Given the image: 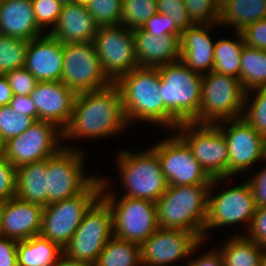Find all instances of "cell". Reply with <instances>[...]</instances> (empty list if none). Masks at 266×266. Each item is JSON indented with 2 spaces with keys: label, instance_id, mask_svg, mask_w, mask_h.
Wrapping results in <instances>:
<instances>
[{
  "label": "cell",
  "instance_id": "obj_28",
  "mask_svg": "<svg viewBox=\"0 0 266 266\" xmlns=\"http://www.w3.org/2000/svg\"><path fill=\"white\" fill-rule=\"evenodd\" d=\"M262 19H266V0H231L220 8L218 22L233 25L241 32Z\"/></svg>",
  "mask_w": 266,
  "mask_h": 266
},
{
  "label": "cell",
  "instance_id": "obj_38",
  "mask_svg": "<svg viewBox=\"0 0 266 266\" xmlns=\"http://www.w3.org/2000/svg\"><path fill=\"white\" fill-rule=\"evenodd\" d=\"M255 94L250 107L246 108V115L242 118L250 124L262 137L266 135V87L253 89Z\"/></svg>",
  "mask_w": 266,
  "mask_h": 266
},
{
  "label": "cell",
  "instance_id": "obj_54",
  "mask_svg": "<svg viewBox=\"0 0 266 266\" xmlns=\"http://www.w3.org/2000/svg\"><path fill=\"white\" fill-rule=\"evenodd\" d=\"M91 0H73V3H77L80 5H87Z\"/></svg>",
  "mask_w": 266,
  "mask_h": 266
},
{
  "label": "cell",
  "instance_id": "obj_15",
  "mask_svg": "<svg viewBox=\"0 0 266 266\" xmlns=\"http://www.w3.org/2000/svg\"><path fill=\"white\" fill-rule=\"evenodd\" d=\"M168 185L211 184L212 178L193 156L191 148L180 137L173 136L153 145Z\"/></svg>",
  "mask_w": 266,
  "mask_h": 266
},
{
  "label": "cell",
  "instance_id": "obj_50",
  "mask_svg": "<svg viewBox=\"0 0 266 266\" xmlns=\"http://www.w3.org/2000/svg\"><path fill=\"white\" fill-rule=\"evenodd\" d=\"M13 92L5 75H0V106L9 105Z\"/></svg>",
  "mask_w": 266,
  "mask_h": 266
},
{
  "label": "cell",
  "instance_id": "obj_35",
  "mask_svg": "<svg viewBox=\"0 0 266 266\" xmlns=\"http://www.w3.org/2000/svg\"><path fill=\"white\" fill-rule=\"evenodd\" d=\"M35 120L12 110L10 105L0 106V141L5 143L26 131Z\"/></svg>",
  "mask_w": 266,
  "mask_h": 266
},
{
  "label": "cell",
  "instance_id": "obj_7",
  "mask_svg": "<svg viewBox=\"0 0 266 266\" xmlns=\"http://www.w3.org/2000/svg\"><path fill=\"white\" fill-rule=\"evenodd\" d=\"M113 216L107 202L99 197L85 212L63 253L94 266L105 244L113 237Z\"/></svg>",
  "mask_w": 266,
  "mask_h": 266
},
{
  "label": "cell",
  "instance_id": "obj_3",
  "mask_svg": "<svg viewBox=\"0 0 266 266\" xmlns=\"http://www.w3.org/2000/svg\"><path fill=\"white\" fill-rule=\"evenodd\" d=\"M210 184L168 185L156 202L159 228L184 230L204 241Z\"/></svg>",
  "mask_w": 266,
  "mask_h": 266
},
{
  "label": "cell",
  "instance_id": "obj_34",
  "mask_svg": "<svg viewBox=\"0 0 266 266\" xmlns=\"http://www.w3.org/2000/svg\"><path fill=\"white\" fill-rule=\"evenodd\" d=\"M157 12V0H122L121 24L136 30Z\"/></svg>",
  "mask_w": 266,
  "mask_h": 266
},
{
  "label": "cell",
  "instance_id": "obj_24",
  "mask_svg": "<svg viewBox=\"0 0 266 266\" xmlns=\"http://www.w3.org/2000/svg\"><path fill=\"white\" fill-rule=\"evenodd\" d=\"M209 24H194L182 31L180 37V60L192 71L202 73L213 71L214 48L206 30H210Z\"/></svg>",
  "mask_w": 266,
  "mask_h": 266
},
{
  "label": "cell",
  "instance_id": "obj_44",
  "mask_svg": "<svg viewBox=\"0 0 266 266\" xmlns=\"http://www.w3.org/2000/svg\"><path fill=\"white\" fill-rule=\"evenodd\" d=\"M241 33L245 45L266 51V19L248 25Z\"/></svg>",
  "mask_w": 266,
  "mask_h": 266
},
{
  "label": "cell",
  "instance_id": "obj_47",
  "mask_svg": "<svg viewBox=\"0 0 266 266\" xmlns=\"http://www.w3.org/2000/svg\"><path fill=\"white\" fill-rule=\"evenodd\" d=\"M256 206L266 207V167L255 177L249 179Z\"/></svg>",
  "mask_w": 266,
  "mask_h": 266
},
{
  "label": "cell",
  "instance_id": "obj_56",
  "mask_svg": "<svg viewBox=\"0 0 266 266\" xmlns=\"http://www.w3.org/2000/svg\"><path fill=\"white\" fill-rule=\"evenodd\" d=\"M3 156V143L0 141V157Z\"/></svg>",
  "mask_w": 266,
  "mask_h": 266
},
{
  "label": "cell",
  "instance_id": "obj_23",
  "mask_svg": "<svg viewBox=\"0 0 266 266\" xmlns=\"http://www.w3.org/2000/svg\"><path fill=\"white\" fill-rule=\"evenodd\" d=\"M99 25L85 5L64 3L58 21L49 34L65 43L93 42Z\"/></svg>",
  "mask_w": 266,
  "mask_h": 266
},
{
  "label": "cell",
  "instance_id": "obj_36",
  "mask_svg": "<svg viewBox=\"0 0 266 266\" xmlns=\"http://www.w3.org/2000/svg\"><path fill=\"white\" fill-rule=\"evenodd\" d=\"M86 8L99 26L121 24L122 0H91Z\"/></svg>",
  "mask_w": 266,
  "mask_h": 266
},
{
  "label": "cell",
  "instance_id": "obj_46",
  "mask_svg": "<svg viewBox=\"0 0 266 266\" xmlns=\"http://www.w3.org/2000/svg\"><path fill=\"white\" fill-rule=\"evenodd\" d=\"M17 242L10 238H0V266H17Z\"/></svg>",
  "mask_w": 266,
  "mask_h": 266
},
{
  "label": "cell",
  "instance_id": "obj_4",
  "mask_svg": "<svg viewBox=\"0 0 266 266\" xmlns=\"http://www.w3.org/2000/svg\"><path fill=\"white\" fill-rule=\"evenodd\" d=\"M165 108L180 122L198 123L202 98V74L189 69L181 60L158 67Z\"/></svg>",
  "mask_w": 266,
  "mask_h": 266
},
{
  "label": "cell",
  "instance_id": "obj_29",
  "mask_svg": "<svg viewBox=\"0 0 266 266\" xmlns=\"http://www.w3.org/2000/svg\"><path fill=\"white\" fill-rule=\"evenodd\" d=\"M240 81L245 90V106L251 90L266 87V51L245 45L241 54ZM249 89V90H248Z\"/></svg>",
  "mask_w": 266,
  "mask_h": 266
},
{
  "label": "cell",
  "instance_id": "obj_27",
  "mask_svg": "<svg viewBox=\"0 0 266 266\" xmlns=\"http://www.w3.org/2000/svg\"><path fill=\"white\" fill-rule=\"evenodd\" d=\"M62 254L58 244L41 235L17 242V266H53Z\"/></svg>",
  "mask_w": 266,
  "mask_h": 266
},
{
  "label": "cell",
  "instance_id": "obj_13",
  "mask_svg": "<svg viewBox=\"0 0 266 266\" xmlns=\"http://www.w3.org/2000/svg\"><path fill=\"white\" fill-rule=\"evenodd\" d=\"M83 154L73 148L61 147L47 158L46 182L48 204L82 193L96 177L83 173Z\"/></svg>",
  "mask_w": 266,
  "mask_h": 266
},
{
  "label": "cell",
  "instance_id": "obj_26",
  "mask_svg": "<svg viewBox=\"0 0 266 266\" xmlns=\"http://www.w3.org/2000/svg\"><path fill=\"white\" fill-rule=\"evenodd\" d=\"M46 167L47 159L16 168L15 197L43 207L47 206Z\"/></svg>",
  "mask_w": 266,
  "mask_h": 266
},
{
  "label": "cell",
  "instance_id": "obj_10",
  "mask_svg": "<svg viewBox=\"0 0 266 266\" xmlns=\"http://www.w3.org/2000/svg\"><path fill=\"white\" fill-rule=\"evenodd\" d=\"M177 128L181 131L178 135L212 179L228 177V145L216 125L183 122Z\"/></svg>",
  "mask_w": 266,
  "mask_h": 266
},
{
  "label": "cell",
  "instance_id": "obj_11",
  "mask_svg": "<svg viewBox=\"0 0 266 266\" xmlns=\"http://www.w3.org/2000/svg\"><path fill=\"white\" fill-rule=\"evenodd\" d=\"M61 82L75 94L99 90L112 83L102 71L94 42L63 44Z\"/></svg>",
  "mask_w": 266,
  "mask_h": 266
},
{
  "label": "cell",
  "instance_id": "obj_12",
  "mask_svg": "<svg viewBox=\"0 0 266 266\" xmlns=\"http://www.w3.org/2000/svg\"><path fill=\"white\" fill-rule=\"evenodd\" d=\"M93 42L102 71L112 83L139 67L133 30L125 25L99 26Z\"/></svg>",
  "mask_w": 266,
  "mask_h": 266
},
{
  "label": "cell",
  "instance_id": "obj_39",
  "mask_svg": "<svg viewBox=\"0 0 266 266\" xmlns=\"http://www.w3.org/2000/svg\"><path fill=\"white\" fill-rule=\"evenodd\" d=\"M157 10L167 15L181 31L194 25L189 18L184 0H157Z\"/></svg>",
  "mask_w": 266,
  "mask_h": 266
},
{
  "label": "cell",
  "instance_id": "obj_18",
  "mask_svg": "<svg viewBox=\"0 0 266 266\" xmlns=\"http://www.w3.org/2000/svg\"><path fill=\"white\" fill-rule=\"evenodd\" d=\"M232 123L228 130L221 122L215 124L226 138L228 145V177L249 169L255 162L262 160L263 137L243 118L226 120ZM223 125V126H222Z\"/></svg>",
  "mask_w": 266,
  "mask_h": 266
},
{
  "label": "cell",
  "instance_id": "obj_5",
  "mask_svg": "<svg viewBox=\"0 0 266 266\" xmlns=\"http://www.w3.org/2000/svg\"><path fill=\"white\" fill-rule=\"evenodd\" d=\"M105 185L106 181L96 178L82 193L45 206L40 235L63 249L80 225L85 212L101 197Z\"/></svg>",
  "mask_w": 266,
  "mask_h": 266
},
{
  "label": "cell",
  "instance_id": "obj_16",
  "mask_svg": "<svg viewBox=\"0 0 266 266\" xmlns=\"http://www.w3.org/2000/svg\"><path fill=\"white\" fill-rule=\"evenodd\" d=\"M224 178H214L208 192V214L204 227V239L208 228L222 227L238 222L251 225L257 209L251 186L248 182L211 196V186Z\"/></svg>",
  "mask_w": 266,
  "mask_h": 266
},
{
  "label": "cell",
  "instance_id": "obj_9",
  "mask_svg": "<svg viewBox=\"0 0 266 266\" xmlns=\"http://www.w3.org/2000/svg\"><path fill=\"white\" fill-rule=\"evenodd\" d=\"M109 205L113 216V235L119 239L142 244L159 229L156 202L148 199L101 196Z\"/></svg>",
  "mask_w": 266,
  "mask_h": 266
},
{
  "label": "cell",
  "instance_id": "obj_32",
  "mask_svg": "<svg viewBox=\"0 0 266 266\" xmlns=\"http://www.w3.org/2000/svg\"><path fill=\"white\" fill-rule=\"evenodd\" d=\"M238 41L220 39L215 42L213 71L240 79L241 54L245 46L241 32Z\"/></svg>",
  "mask_w": 266,
  "mask_h": 266
},
{
  "label": "cell",
  "instance_id": "obj_52",
  "mask_svg": "<svg viewBox=\"0 0 266 266\" xmlns=\"http://www.w3.org/2000/svg\"><path fill=\"white\" fill-rule=\"evenodd\" d=\"M262 159L266 160V135L263 136V143H262Z\"/></svg>",
  "mask_w": 266,
  "mask_h": 266
},
{
  "label": "cell",
  "instance_id": "obj_45",
  "mask_svg": "<svg viewBox=\"0 0 266 266\" xmlns=\"http://www.w3.org/2000/svg\"><path fill=\"white\" fill-rule=\"evenodd\" d=\"M248 231L249 239L266 248V207H257Z\"/></svg>",
  "mask_w": 266,
  "mask_h": 266
},
{
  "label": "cell",
  "instance_id": "obj_8",
  "mask_svg": "<svg viewBox=\"0 0 266 266\" xmlns=\"http://www.w3.org/2000/svg\"><path fill=\"white\" fill-rule=\"evenodd\" d=\"M117 156L122 184L127 189L124 197L157 202L168 186L157 152L153 148L138 154L125 150Z\"/></svg>",
  "mask_w": 266,
  "mask_h": 266
},
{
  "label": "cell",
  "instance_id": "obj_55",
  "mask_svg": "<svg viewBox=\"0 0 266 266\" xmlns=\"http://www.w3.org/2000/svg\"><path fill=\"white\" fill-rule=\"evenodd\" d=\"M228 1H231V0H217L219 8H221Z\"/></svg>",
  "mask_w": 266,
  "mask_h": 266
},
{
  "label": "cell",
  "instance_id": "obj_20",
  "mask_svg": "<svg viewBox=\"0 0 266 266\" xmlns=\"http://www.w3.org/2000/svg\"><path fill=\"white\" fill-rule=\"evenodd\" d=\"M44 207L17 197L0 202L2 237L23 241L40 235Z\"/></svg>",
  "mask_w": 266,
  "mask_h": 266
},
{
  "label": "cell",
  "instance_id": "obj_41",
  "mask_svg": "<svg viewBox=\"0 0 266 266\" xmlns=\"http://www.w3.org/2000/svg\"><path fill=\"white\" fill-rule=\"evenodd\" d=\"M5 76L13 95L28 96L39 82L25 67L14 69Z\"/></svg>",
  "mask_w": 266,
  "mask_h": 266
},
{
  "label": "cell",
  "instance_id": "obj_2",
  "mask_svg": "<svg viewBox=\"0 0 266 266\" xmlns=\"http://www.w3.org/2000/svg\"><path fill=\"white\" fill-rule=\"evenodd\" d=\"M117 86L127 123L137 119L160 123L176 128L180 122L165 108L158 93L160 75L158 68L137 67L118 78Z\"/></svg>",
  "mask_w": 266,
  "mask_h": 266
},
{
  "label": "cell",
  "instance_id": "obj_25",
  "mask_svg": "<svg viewBox=\"0 0 266 266\" xmlns=\"http://www.w3.org/2000/svg\"><path fill=\"white\" fill-rule=\"evenodd\" d=\"M41 33L32 0H0V35L30 41Z\"/></svg>",
  "mask_w": 266,
  "mask_h": 266
},
{
  "label": "cell",
  "instance_id": "obj_14",
  "mask_svg": "<svg viewBox=\"0 0 266 266\" xmlns=\"http://www.w3.org/2000/svg\"><path fill=\"white\" fill-rule=\"evenodd\" d=\"M57 129L54 123L36 120L26 131L3 143V157L16 168L46 160L60 149L58 138L63 133Z\"/></svg>",
  "mask_w": 266,
  "mask_h": 266
},
{
  "label": "cell",
  "instance_id": "obj_43",
  "mask_svg": "<svg viewBox=\"0 0 266 266\" xmlns=\"http://www.w3.org/2000/svg\"><path fill=\"white\" fill-rule=\"evenodd\" d=\"M142 30L160 37L167 34L181 35L182 31L165 14L157 12L151 16L141 27Z\"/></svg>",
  "mask_w": 266,
  "mask_h": 266
},
{
  "label": "cell",
  "instance_id": "obj_40",
  "mask_svg": "<svg viewBox=\"0 0 266 266\" xmlns=\"http://www.w3.org/2000/svg\"><path fill=\"white\" fill-rule=\"evenodd\" d=\"M36 23L43 30L44 26L54 25L62 11L63 3L58 0H32Z\"/></svg>",
  "mask_w": 266,
  "mask_h": 266
},
{
  "label": "cell",
  "instance_id": "obj_6",
  "mask_svg": "<svg viewBox=\"0 0 266 266\" xmlns=\"http://www.w3.org/2000/svg\"><path fill=\"white\" fill-rule=\"evenodd\" d=\"M245 93L239 78L214 71L203 74L198 124L215 125L222 120L242 118Z\"/></svg>",
  "mask_w": 266,
  "mask_h": 266
},
{
  "label": "cell",
  "instance_id": "obj_37",
  "mask_svg": "<svg viewBox=\"0 0 266 266\" xmlns=\"http://www.w3.org/2000/svg\"><path fill=\"white\" fill-rule=\"evenodd\" d=\"M189 18L194 24L218 23L220 8L217 0H184ZM211 23V24H210Z\"/></svg>",
  "mask_w": 266,
  "mask_h": 266
},
{
  "label": "cell",
  "instance_id": "obj_53",
  "mask_svg": "<svg viewBox=\"0 0 266 266\" xmlns=\"http://www.w3.org/2000/svg\"><path fill=\"white\" fill-rule=\"evenodd\" d=\"M260 266H266V248L263 249V253H262V256H261V265Z\"/></svg>",
  "mask_w": 266,
  "mask_h": 266
},
{
  "label": "cell",
  "instance_id": "obj_57",
  "mask_svg": "<svg viewBox=\"0 0 266 266\" xmlns=\"http://www.w3.org/2000/svg\"><path fill=\"white\" fill-rule=\"evenodd\" d=\"M58 1H61L63 4L64 3H72L73 2V0H58Z\"/></svg>",
  "mask_w": 266,
  "mask_h": 266
},
{
  "label": "cell",
  "instance_id": "obj_30",
  "mask_svg": "<svg viewBox=\"0 0 266 266\" xmlns=\"http://www.w3.org/2000/svg\"><path fill=\"white\" fill-rule=\"evenodd\" d=\"M263 249L246 236H234L220 253L224 266H260Z\"/></svg>",
  "mask_w": 266,
  "mask_h": 266
},
{
  "label": "cell",
  "instance_id": "obj_17",
  "mask_svg": "<svg viewBox=\"0 0 266 266\" xmlns=\"http://www.w3.org/2000/svg\"><path fill=\"white\" fill-rule=\"evenodd\" d=\"M194 233L159 228L141 246L142 266H166L191 255L202 244Z\"/></svg>",
  "mask_w": 266,
  "mask_h": 266
},
{
  "label": "cell",
  "instance_id": "obj_33",
  "mask_svg": "<svg viewBox=\"0 0 266 266\" xmlns=\"http://www.w3.org/2000/svg\"><path fill=\"white\" fill-rule=\"evenodd\" d=\"M28 42L0 35V75L25 66Z\"/></svg>",
  "mask_w": 266,
  "mask_h": 266
},
{
  "label": "cell",
  "instance_id": "obj_48",
  "mask_svg": "<svg viewBox=\"0 0 266 266\" xmlns=\"http://www.w3.org/2000/svg\"><path fill=\"white\" fill-rule=\"evenodd\" d=\"M12 110L18 112V114H23L32 117L35 121L37 120V110L30 95H13L12 100L9 104Z\"/></svg>",
  "mask_w": 266,
  "mask_h": 266
},
{
  "label": "cell",
  "instance_id": "obj_1",
  "mask_svg": "<svg viewBox=\"0 0 266 266\" xmlns=\"http://www.w3.org/2000/svg\"><path fill=\"white\" fill-rule=\"evenodd\" d=\"M127 124L120 92L114 83L76 94L72 116L62 138L104 137L124 129Z\"/></svg>",
  "mask_w": 266,
  "mask_h": 266
},
{
  "label": "cell",
  "instance_id": "obj_31",
  "mask_svg": "<svg viewBox=\"0 0 266 266\" xmlns=\"http://www.w3.org/2000/svg\"><path fill=\"white\" fill-rule=\"evenodd\" d=\"M141 246L113 236L104 246L94 266H139Z\"/></svg>",
  "mask_w": 266,
  "mask_h": 266
},
{
  "label": "cell",
  "instance_id": "obj_42",
  "mask_svg": "<svg viewBox=\"0 0 266 266\" xmlns=\"http://www.w3.org/2000/svg\"><path fill=\"white\" fill-rule=\"evenodd\" d=\"M16 167L3 156L0 157V202L15 197Z\"/></svg>",
  "mask_w": 266,
  "mask_h": 266
},
{
  "label": "cell",
  "instance_id": "obj_51",
  "mask_svg": "<svg viewBox=\"0 0 266 266\" xmlns=\"http://www.w3.org/2000/svg\"><path fill=\"white\" fill-rule=\"evenodd\" d=\"M53 266H91V265L86 262L72 259L63 253L59 257V259L53 264Z\"/></svg>",
  "mask_w": 266,
  "mask_h": 266
},
{
  "label": "cell",
  "instance_id": "obj_22",
  "mask_svg": "<svg viewBox=\"0 0 266 266\" xmlns=\"http://www.w3.org/2000/svg\"><path fill=\"white\" fill-rule=\"evenodd\" d=\"M133 33L139 67L158 68L180 60L181 35L156 37L141 28L133 30Z\"/></svg>",
  "mask_w": 266,
  "mask_h": 266
},
{
  "label": "cell",
  "instance_id": "obj_21",
  "mask_svg": "<svg viewBox=\"0 0 266 266\" xmlns=\"http://www.w3.org/2000/svg\"><path fill=\"white\" fill-rule=\"evenodd\" d=\"M28 42L25 68L39 81H61L63 44L50 34Z\"/></svg>",
  "mask_w": 266,
  "mask_h": 266
},
{
  "label": "cell",
  "instance_id": "obj_49",
  "mask_svg": "<svg viewBox=\"0 0 266 266\" xmlns=\"http://www.w3.org/2000/svg\"><path fill=\"white\" fill-rule=\"evenodd\" d=\"M187 266H224L220 252L206 253L197 259H193Z\"/></svg>",
  "mask_w": 266,
  "mask_h": 266
},
{
  "label": "cell",
  "instance_id": "obj_19",
  "mask_svg": "<svg viewBox=\"0 0 266 266\" xmlns=\"http://www.w3.org/2000/svg\"><path fill=\"white\" fill-rule=\"evenodd\" d=\"M37 120L54 123L63 131L69 124L76 94L61 81L38 82L30 94Z\"/></svg>",
  "mask_w": 266,
  "mask_h": 266
}]
</instances>
